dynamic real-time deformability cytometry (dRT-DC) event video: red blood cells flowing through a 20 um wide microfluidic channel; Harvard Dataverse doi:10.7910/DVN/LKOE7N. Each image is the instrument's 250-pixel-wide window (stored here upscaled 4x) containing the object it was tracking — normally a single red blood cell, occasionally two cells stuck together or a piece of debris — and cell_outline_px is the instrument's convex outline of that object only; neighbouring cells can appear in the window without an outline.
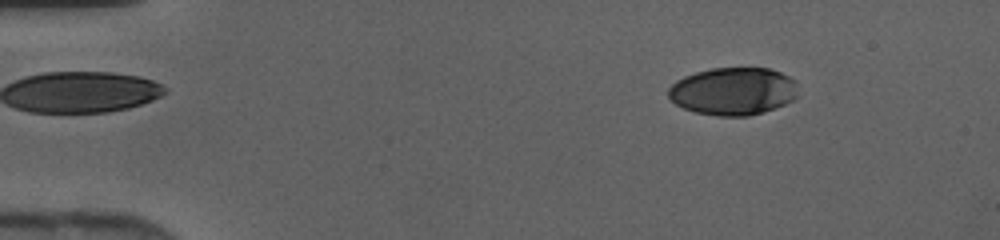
{"species": "human", "species_latin": "Homo sapiens", "temperature_condition": "cold", "stored_images_in_passage": 45, "camera_frame_rate_fps": 3000, "um_per_image_px": 0.085, "donor": {"sex": "female"}, "frame": {"image": 1, "passage_image": 6, "time_ms": 1.667, "image_size_px": [1000, 240], "cell_outline_px": [[796, 96], [792, 100], [784, 104], [764, 112], [748, 116], [720, 116], [696, 112], [684, 108], [676, 104], [668, 96], [668, 88], [676, 80], [684, 76], [696, 72], [712, 68], [768, 68], [780, 72], [796, 80]], "centroid_in_image_um": [62.31, 7.75], "position_along_channel_um": 22.7, "area_um2": 35.95}}
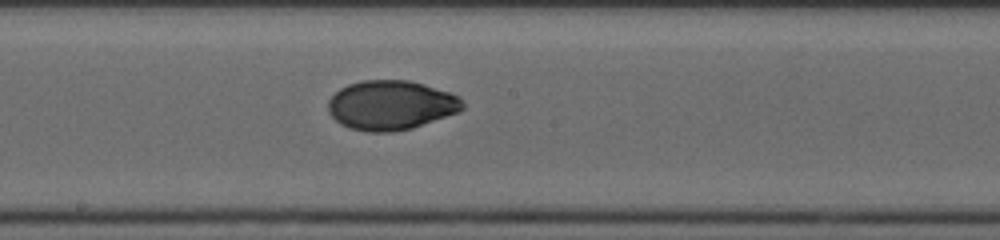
{"frame": {"image": 2, "passage_image": 25, "time_ms": 8.0, "image_size_px": [1000, 240], "cell_outline_px": [[464, 108], [456, 112], [412, 128], [392, 132], [368, 132], [348, 128], [340, 124], [328, 112], [328, 100], [340, 88], [348, 84], [364, 80], [408, 80], [424, 84], [460, 96], [464, 104]], "centroid_in_image_um": [33.2, 8.94], "position_along_channel_um": 215.0, "area_um2": 38.67}}
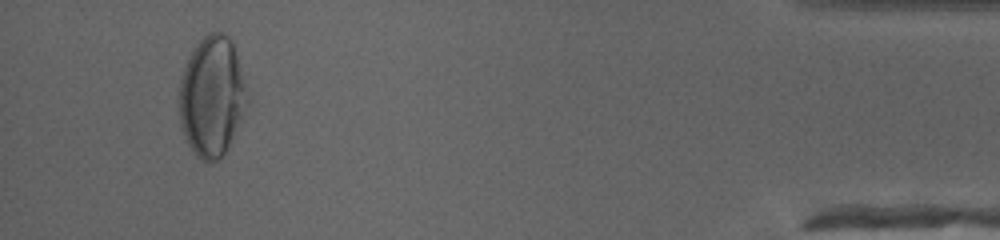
{"frame": {"image": 3, "passage_image": 43, "time_ms": 14.0, "image_size_px": [1000, 240], "cell_outline_px": [[248, 100], [232, 136], [224, 152], [212, 164], [208, 164], [200, 160], [192, 152], [180, 128], [180, 80], [188, 56], [196, 44], [208, 32], [220, 32], [228, 36], [232, 40], [248, 96]], "centroid_in_image_um": [17.97, 8.2], "position_along_channel_um": 417.2, "area_um2": 47.11}}